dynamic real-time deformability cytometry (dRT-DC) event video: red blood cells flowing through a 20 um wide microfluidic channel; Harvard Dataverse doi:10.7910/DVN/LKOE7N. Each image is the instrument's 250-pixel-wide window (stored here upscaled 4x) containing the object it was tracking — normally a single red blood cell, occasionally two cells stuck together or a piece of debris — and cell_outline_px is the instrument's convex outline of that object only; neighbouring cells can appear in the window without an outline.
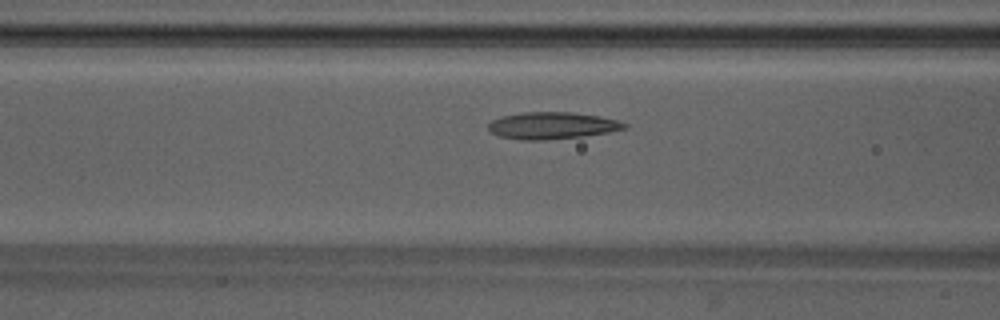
{"species": "Egyptian fruit bat (a non-hibernating species)", "species_latin": "Rousettus aegyptiacus", "temperature_condition": "warm", "stored_images_in_passage": 37, "camera_frame_rate_fps": 3000, "um_per_image_px": 0.085, "animal": {"sex": "male"}, "frame": {"image": 1, "passage_image": 8, "time_ms": 2.333, "image_size_px": [1000, 320], "cell_outline_px": [[628, 128], [608, 132], [584, 136], [544, 140], [520, 140], [500, 136], [492, 132], [488, 128], [488, 124], [492, 120], [500, 116], [520, 112], [572, 112], [600, 116], [620, 120], [628, 124]], "centroid_in_image_um": [46.95, 10.66], "position_along_channel_um": 119.6, "area_um2": 21.56}}
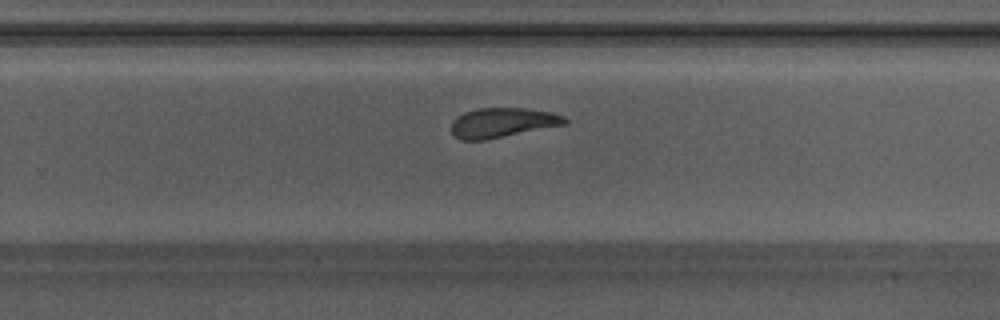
{"frame": {"image": 2, "passage_image": 20, "time_ms": 6.333, "image_size_px": [1000, 320], "cell_outline_px": [[568, 124], [484, 140], [460, 140], [452, 136], [452, 120], [456, 116], [464, 112], [476, 108], [528, 108], [552, 112], [564, 116], [568, 120]], "centroid_in_image_um": [42.7, 10.42], "position_along_channel_um": 287.1, "area_um2": 19.88}}
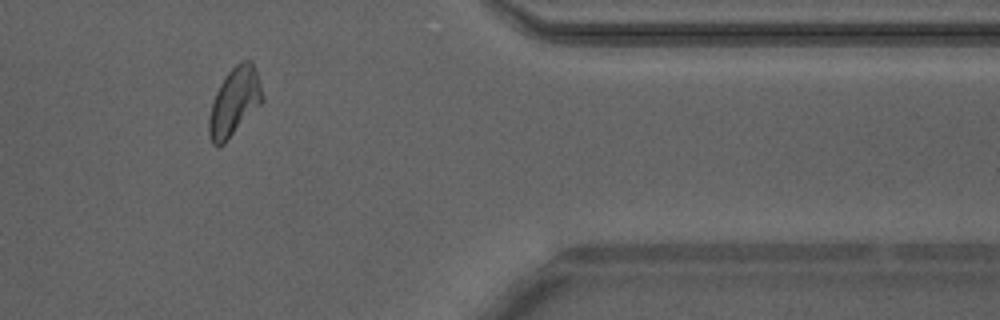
{"frame": {"image": 3, "passage_image": 29, "time_ms": 9.333, "image_size_px": [1000, 320], "cell_outline_px": [[264, 100], [224, 144], [216, 148], [212, 144], [208, 136], [208, 116], [212, 100], [220, 84], [228, 72], [240, 60], [252, 60], [264, 96]], "centroid_in_image_um": [19.89, 8.68], "position_along_channel_um": 391.5, "area_um2": 21.33}, "authors_computed_cell_mechanics": {"area_um2": 20.4612, "velocity_mm_per_s": 4.1987, "shape_relaxation_time_tau1_ms": 6.9073, "shape_relaxation_time_tau2_ms": 1.9211, "deformation_change_tau1": 0.1692, "deformation_change_tau2": 0.0963}}